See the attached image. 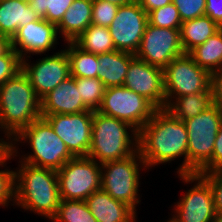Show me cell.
Instances as JSON below:
<instances>
[{
	"label": "cell",
	"instance_id": "7a4b0ae2",
	"mask_svg": "<svg viewBox=\"0 0 222 222\" xmlns=\"http://www.w3.org/2000/svg\"><path fill=\"white\" fill-rule=\"evenodd\" d=\"M19 163V167L14 170V205L50 220L56 214L61 201L57 171L22 161Z\"/></svg>",
	"mask_w": 222,
	"mask_h": 222
},
{
	"label": "cell",
	"instance_id": "30bf717a",
	"mask_svg": "<svg viewBox=\"0 0 222 222\" xmlns=\"http://www.w3.org/2000/svg\"><path fill=\"white\" fill-rule=\"evenodd\" d=\"M158 109L146 98L124 87L105 88L98 112L122 120L138 132Z\"/></svg>",
	"mask_w": 222,
	"mask_h": 222
},
{
	"label": "cell",
	"instance_id": "2e32d148",
	"mask_svg": "<svg viewBox=\"0 0 222 222\" xmlns=\"http://www.w3.org/2000/svg\"><path fill=\"white\" fill-rule=\"evenodd\" d=\"M123 86L148 99L157 109H166L163 69L134 57Z\"/></svg>",
	"mask_w": 222,
	"mask_h": 222
},
{
	"label": "cell",
	"instance_id": "ab89813d",
	"mask_svg": "<svg viewBox=\"0 0 222 222\" xmlns=\"http://www.w3.org/2000/svg\"><path fill=\"white\" fill-rule=\"evenodd\" d=\"M144 11L149 14L151 11L172 3V0H137Z\"/></svg>",
	"mask_w": 222,
	"mask_h": 222
},
{
	"label": "cell",
	"instance_id": "484cf974",
	"mask_svg": "<svg viewBox=\"0 0 222 222\" xmlns=\"http://www.w3.org/2000/svg\"><path fill=\"white\" fill-rule=\"evenodd\" d=\"M73 43L81 50L96 55L116 50L108 27L88 26Z\"/></svg>",
	"mask_w": 222,
	"mask_h": 222
},
{
	"label": "cell",
	"instance_id": "74e56055",
	"mask_svg": "<svg viewBox=\"0 0 222 222\" xmlns=\"http://www.w3.org/2000/svg\"><path fill=\"white\" fill-rule=\"evenodd\" d=\"M213 103L222 109V68L211 73Z\"/></svg>",
	"mask_w": 222,
	"mask_h": 222
},
{
	"label": "cell",
	"instance_id": "3957f363",
	"mask_svg": "<svg viewBox=\"0 0 222 222\" xmlns=\"http://www.w3.org/2000/svg\"><path fill=\"white\" fill-rule=\"evenodd\" d=\"M40 117V99L22 70L0 85V129L6 138L13 139Z\"/></svg>",
	"mask_w": 222,
	"mask_h": 222
},
{
	"label": "cell",
	"instance_id": "44dd1931",
	"mask_svg": "<svg viewBox=\"0 0 222 222\" xmlns=\"http://www.w3.org/2000/svg\"><path fill=\"white\" fill-rule=\"evenodd\" d=\"M93 0H74L57 25L64 42H73L92 24Z\"/></svg>",
	"mask_w": 222,
	"mask_h": 222
},
{
	"label": "cell",
	"instance_id": "4dcf8cb0",
	"mask_svg": "<svg viewBox=\"0 0 222 222\" xmlns=\"http://www.w3.org/2000/svg\"><path fill=\"white\" fill-rule=\"evenodd\" d=\"M18 155H15L11 150L0 160V167L7 165L9 160H12ZM8 169L0 170V206L8 207L11 201L15 202V171ZM10 203V204H9Z\"/></svg>",
	"mask_w": 222,
	"mask_h": 222
},
{
	"label": "cell",
	"instance_id": "d6a6232c",
	"mask_svg": "<svg viewBox=\"0 0 222 222\" xmlns=\"http://www.w3.org/2000/svg\"><path fill=\"white\" fill-rule=\"evenodd\" d=\"M21 70L22 59L12 47L0 55V85L7 79L14 77Z\"/></svg>",
	"mask_w": 222,
	"mask_h": 222
},
{
	"label": "cell",
	"instance_id": "6da1fadb",
	"mask_svg": "<svg viewBox=\"0 0 222 222\" xmlns=\"http://www.w3.org/2000/svg\"><path fill=\"white\" fill-rule=\"evenodd\" d=\"M138 134V150L146 170L183 157L177 173L187 174L188 134L182 120L166 109H158Z\"/></svg>",
	"mask_w": 222,
	"mask_h": 222
},
{
	"label": "cell",
	"instance_id": "f35d334b",
	"mask_svg": "<svg viewBox=\"0 0 222 222\" xmlns=\"http://www.w3.org/2000/svg\"><path fill=\"white\" fill-rule=\"evenodd\" d=\"M205 15L222 28V0H206Z\"/></svg>",
	"mask_w": 222,
	"mask_h": 222
},
{
	"label": "cell",
	"instance_id": "f6af8a7d",
	"mask_svg": "<svg viewBox=\"0 0 222 222\" xmlns=\"http://www.w3.org/2000/svg\"><path fill=\"white\" fill-rule=\"evenodd\" d=\"M170 220H167L166 222H174L171 217L169 218Z\"/></svg>",
	"mask_w": 222,
	"mask_h": 222
},
{
	"label": "cell",
	"instance_id": "cb8c5ba5",
	"mask_svg": "<svg viewBox=\"0 0 222 222\" xmlns=\"http://www.w3.org/2000/svg\"><path fill=\"white\" fill-rule=\"evenodd\" d=\"M166 110L175 118L185 121L193 118L204 110H207L213 103L211 88L206 93H195L177 97Z\"/></svg>",
	"mask_w": 222,
	"mask_h": 222
},
{
	"label": "cell",
	"instance_id": "60d3db41",
	"mask_svg": "<svg viewBox=\"0 0 222 222\" xmlns=\"http://www.w3.org/2000/svg\"><path fill=\"white\" fill-rule=\"evenodd\" d=\"M11 140L0 138V160L10 151Z\"/></svg>",
	"mask_w": 222,
	"mask_h": 222
},
{
	"label": "cell",
	"instance_id": "d6986e66",
	"mask_svg": "<svg viewBox=\"0 0 222 222\" xmlns=\"http://www.w3.org/2000/svg\"><path fill=\"white\" fill-rule=\"evenodd\" d=\"M85 202L98 222H136L137 213L130 206L102 189L90 194Z\"/></svg>",
	"mask_w": 222,
	"mask_h": 222
},
{
	"label": "cell",
	"instance_id": "d4e9b609",
	"mask_svg": "<svg viewBox=\"0 0 222 222\" xmlns=\"http://www.w3.org/2000/svg\"><path fill=\"white\" fill-rule=\"evenodd\" d=\"M188 54L198 66L210 74L222 68V28Z\"/></svg>",
	"mask_w": 222,
	"mask_h": 222
},
{
	"label": "cell",
	"instance_id": "ba28073f",
	"mask_svg": "<svg viewBox=\"0 0 222 222\" xmlns=\"http://www.w3.org/2000/svg\"><path fill=\"white\" fill-rule=\"evenodd\" d=\"M166 108L177 97L206 93L211 86V74L198 66L188 54L173 59L164 69Z\"/></svg>",
	"mask_w": 222,
	"mask_h": 222
},
{
	"label": "cell",
	"instance_id": "9c48e42d",
	"mask_svg": "<svg viewBox=\"0 0 222 222\" xmlns=\"http://www.w3.org/2000/svg\"><path fill=\"white\" fill-rule=\"evenodd\" d=\"M60 198L85 201L101 189V164L88 156H77L57 170Z\"/></svg>",
	"mask_w": 222,
	"mask_h": 222
},
{
	"label": "cell",
	"instance_id": "83f0119b",
	"mask_svg": "<svg viewBox=\"0 0 222 222\" xmlns=\"http://www.w3.org/2000/svg\"><path fill=\"white\" fill-rule=\"evenodd\" d=\"M52 222H98L85 201L61 199Z\"/></svg>",
	"mask_w": 222,
	"mask_h": 222
},
{
	"label": "cell",
	"instance_id": "4fadbf2b",
	"mask_svg": "<svg viewBox=\"0 0 222 222\" xmlns=\"http://www.w3.org/2000/svg\"><path fill=\"white\" fill-rule=\"evenodd\" d=\"M148 23V14L137 0L120 5L108 27L115 49L135 55Z\"/></svg>",
	"mask_w": 222,
	"mask_h": 222
},
{
	"label": "cell",
	"instance_id": "836d02e7",
	"mask_svg": "<svg viewBox=\"0 0 222 222\" xmlns=\"http://www.w3.org/2000/svg\"><path fill=\"white\" fill-rule=\"evenodd\" d=\"M119 5L93 0L92 24L109 27L116 17Z\"/></svg>",
	"mask_w": 222,
	"mask_h": 222
},
{
	"label": "cell",
	"instance_id": "5bb4252c",
	"mask_svg": "<svg viewBox=\"0 0 222 222\" xmlns=\"http://www.w3.org/2000/svg\"><path fill=\"white\" fill-rule=\"evenodd\" d=\"M41 117L49 122L74 157L88 156L92 139L93 111L41 115Z\"/></svg>",
	"mask_w": 222,
	"mask_h": 222
},
{
	"label": "cell",
	"instance_id": "b9f144b4",
	"mask_svg": "<svg viewBox=\"0 0 222 222\" xmlns=\"http://www.w3.org/2000/svg\"><path fill=\"white\" fill-rule=\"evenodd\" d=\"M11 47V40L0 34V55L4 54Z\"/></svg>",
	"mask_w": 222,
	"mask_h": 222
},
{
	"label": "cell",
	"instance_id": "8d00e7d4",
	"mask_svg": "<svg viewBox=\"0 0 222 222\" xmlns=\"http://www.w3.org/2000/svg\"><path fill=\"white\" fill-rule=\"evenodd\" d=\"M217 169H222V124L215 139L212 159L198 172V174Z\"/></svg>",
	"mask_w": 222,
	"mask_h": 222
},
{
	"label": "cell",
	"instance_id": "e575fe53",
	"mask_svg": "<svg viewBox=\"0 0 222 222\" xmlns=\"http://www.w3.org/2000/svg\"><path fill=\"white\" fill-rule=\"evenodd\" d=\"M182 22L205 15L206 0H172Z\"/></svg>",
	"mask_w": 222,
	"mask_h": 222
},
{
	"label": "cell",
	"instance_id": "52a82bcc",
	"mask_svg": "<svg viewBox=\"0 0 222 222\" xmlns=\"http://www.w3.org/2000/svg\"><path fill=\"white\" fill-rule=\"evenodd\" d=\"M143 168L146 169V165L139 150L125 159L102 163L101 189L137 212L136 206L141 202L139 171Z\"/></svg>",
	"mask_w": 222,
	"mask_h": 222
},
{
	"label": "cell",
	"instance_id": "d590c367",
	"mask_svg": "<svg viewBox=\"0 0 222 222\" xmlns=\"http://www.w3.org/2000/svg\"><path fill=\"white\" fill-rule=\"evenodd\" d=\"M210 185L216 214H222V169L200 174Z\"/></svg>",
	"mask_w": 222,
	"mask_h": 222
},
{
	"label": "cell",
	"instance_id": "ee69618b",
	"mask_svg": "<svg viewBox=\"0 0 222 222\" xmlns=\"http://www.w3.org/2000/svg\"><path fill=\"white\" fill-rule=\"evenodd\" d=\"M215 222H222V214H217Z\"/></svg>",
	"mask_w": 222,
	"mask_h": 222
},
{
	"label": "cell",
	"instance_id": "7bdbcfd3",
	"mask_svg": "<svg viewBox=\"0 0 222 222\" xmlns=\"http://www.w3.org/2000/svg\"><path fill=\"white\" fill-rule=\"evenodd\" d=\"M98 1H105V2H109L115 5H124V4H128L134 0H98Z\"/></svg>",
	"mask_w": 222,
	"mask_h": 222
},
{
	"label": "cell",
	"instance_id": "ac0fdd59",
	"mask_svg": "<svg viewBox=\"0 0 222 222\" xmlns=\"http://www.w3.org/2000/svg\"><path fill=\"white\" fill-rule=\"evenodd\" d=\"M90 110L82 101L76 78L68 77L40 100V114H77Z\"/></svg>",
	"mask_w": 222,
	"mask_h": 222
},
{
	"label": "cell",
	"instance_id": "e0dca14e",
	"mask_svg": "<svg viewBox=\"0 0 222 222\" xmlns=\"http://www.w3.org/2000/svg\"><path fill=\"white\" fill-rule=\"evenodd\" d=\"M59 37L57 26L40 18L37 21L19 27L11 39V47L21 59L30 58L31 54L41 56L47 51L55 49L54 46L58 43Z\"/></svg>",
	"mask_w": 222,
	"mask_h": 222
},
{
	"label": "cell",
	"instance_id": "277c9868",
	"mask_svg": "<svg viewBox=\"0 0 222 222\" xmlns=\"http://www.w3.org/2000/svg\"><path fill=\"white\" fill-rule=\"evenodd\" d=\"M138 133L122 120L93 111L88 157L100 164L125 159L138 151Z\"/></svg>",
	"mask_w": 222,
	"mask_h": 222
},
{
	"label": "cell",
	"instance_id": "8fae6325",
	"mask_svg": "<svg viewBox=\"0 0 222 222\" xmlns=\"http://www.w3.org/2000/svg\"><path fill=\"white\" fill-rule=\"evenodd\" d=\"M180 176V177H179ZM185 184H193L174 206V222H215L217 217L209 183L198 173L178 174Z\"/></svg>",
	"mask_w": 222,
	"mask_h": 222
},
{
	"label": "cell",
	"instance_id": "ffe728a7",
	"mask_svg": "<svg viewBox=\"0 0 222 222\" xmlns=\"http://www.w3.org/2000/svg\"><path fill=\"white\" fill-rule=\"evenodd\" d=\"M39 19L28 0H0V34L10 40L19 27Z\"/></svg>",
	"mask_w": 222,
	"mask_h": 222
},
{
	"label": "cell",
	"instance_id": "9a60e30c",
	"mask_svg": "<svg viewBox=\"0 0 222 222\" xmlns=\"http://www.w3.org/2000/svg\"><path fill=\"white\" fill-rule=\"evenodd\" d=\"M22 71L28 76L40 100L71 76L69 58L65 49L50 56L46 55L32 64L28 58L22 59Z\"/></svg>",
	"mask_w": 222,
	"mask_h": 222
},
{
	"label": "cell",
	"instance_id": "f1b7e54d",
	"mask_svg": "<svg viewBox=\"0 0 222 222\" xmlns=\"http://www.w3.org/2000/svg\"><path fill=\"white\" fill-rule=\"evenodd\" d=\"M74 0H28L30 7L40 18L56 26Z\"/></svg>",
	"mask_w": 222,
	"mask_h": 222
},
{
	"label": "cell",
	"instance_id": "8992f818",
	"mask_svg": "<svg viewBox=\"0 0 222 222\" xmlns=\"http://www.w3.org/2000/svg\"><path fill=\"white\" fill-rule=\"evenodd\" d=\"M187 134V174L198 173L211 159L222 124V109L213 104L199 115L183 121Z\"/></svg>",
	"mask_w": 222,
	"mask_h": 222
},
{
	"label": "cell",
	"instance_id": "603a6c76",
	"mask_svg": "<svg viewBox=\"0 0 222 222\" xmlns=\"http://www.w3.org/2000/svg\"><path fill=\"white\" fill-rule=\"evenodd\" d=\"M220 29L221 27L206 15L182 22L180 35L184 52L189 53L198 45L205 43Z\"/></svg>",
	"mask_w": 222,
	"mask_h": 222
},
{
	"label": "cell",
	"instance_id": "7c38bea8",
	"mask_svg": "<svg viewBox=\"0 0 222 222\" xmlns=\"http://www.w3.org/2000/svg\"><path fill=\"white\" fill-rule=\"evenodd\" d=\"M184 53L180 29L160 28L148 23L135 57L164 69Z\"/></svg>",
	"mask_w": 222,
	"mask_h": 222
},
{
	"label": "cell",
	"instance_id": "4316f807",
	"mask_svg": "<svg viewBox=\"0 0 222 222\" xmlns=\"http://www.w3.org/2000/svg\"><path fill=\"white\" fill-rule=\"evenodd\" d=\"M66 44L70 75L75 78H98V55L81 50L73 42Z\"/></svg>",
	"mask_w": 222,
	"mask_h": 222
},
{
	"label": "cell",
	"instance_id": "1f68e13d",
	"mask_svg": "<svg viewBox=\"0 0 222 222\" xmlns=\"http://www.w3.org/2000/svg\"><path fill=\"white\" fill-rule=\"evenodd\" d=\"M148 22L160 28L180 29L182 20L173 3L155 9L148 14Z\"/></svg>",
	"mask_w": 222,
	"mask_h": 222
},
{
	"label": "cell",
	"instance_id": "f546056e",
	"mask_svg": "<svg viewBox=\"0 0 222 222\" xmlns=\"http://www.w3.org/2000/svg\"><path fill=\"white\" fill-rule=\"evenodd\" d=\"M76 86L83 103L90 110L97 111L103 101V83L98 78H76Z\"/></svg>",
	"mask_w": 222,
	"mask_h": 222
},
{
	"label": "cell",
	"instance_id": "5b68a950",
	"mask_svg": "<svg viewBox=\"0 0 222 222\" xmlns=\"http://www.w3.org/2000/svg\"><path fill=\"white\" fill-rule=\"evenodd\" d=\"M27 142L33 153L22 155L19 159L36 167L50 168L57 171L74 157L67 149L65 142L43 117L33 121L11 139V152L15 155L20 154L17 145Z\"/></svg>",
	"mask_w": 222,
	"mask_h": 222
},
{
	"label": "cell",
	"instance_id": "7402d4cb",
	"mask_svg": "<svg viewBox=\"0 0 222 222\" xmlns=\"http://www.w3.org/2000/svg\"><path fill=\"white\" fill-rule=\"evenodd\" d=\"M134 54L114 50L98 55V79L105 88L123 86L130 61Z\"/></svg>",
	"mask_w": 222,
	"mask_h": 222
}]
</instances>
